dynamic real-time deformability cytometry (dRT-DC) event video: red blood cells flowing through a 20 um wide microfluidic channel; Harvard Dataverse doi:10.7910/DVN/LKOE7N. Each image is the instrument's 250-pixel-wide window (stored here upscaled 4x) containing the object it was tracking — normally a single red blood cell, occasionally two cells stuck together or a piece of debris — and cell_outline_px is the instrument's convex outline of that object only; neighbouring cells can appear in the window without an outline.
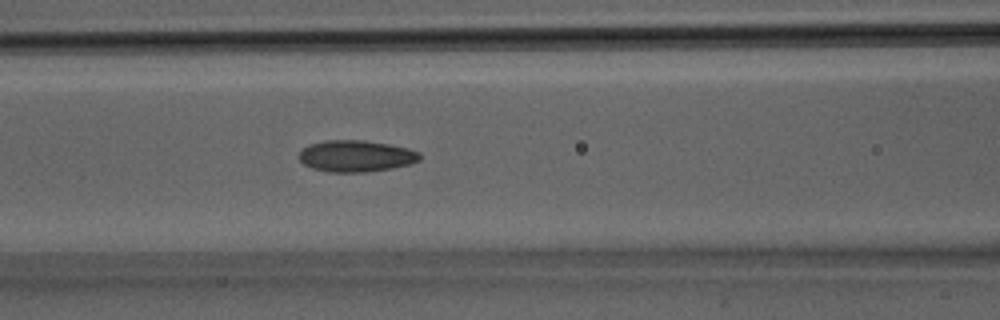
{"species": "Egyptian fruit bat (a non-hibernating species)", "species_latin": "Rousettus aegyptiacus", "temperature_condition": "room temperature", "stored_images_in_passage": 15, "camera_frame_rate_fps": 3000, "um_per_image_px": 0.085, "animal": {"sex": "male"}, "frame": {"image": 1, "passage_image": 13, "time_ms": 4.0, "image_size_px": [1000, 320], "cell_outline_px": [[420, 160], [408, 164], [392, 168], [364, 172], [328, 172], [312, 168], [304, 164], [300, 160], [300, 152], [308, 144], [324, 140], [364, 140], [388, 144], [408, 148], [420, 152]], "centroid_in_image_um": [30.25, 13.26], "position_along_channel_um": 136.3, "area_um2": 22.14}}
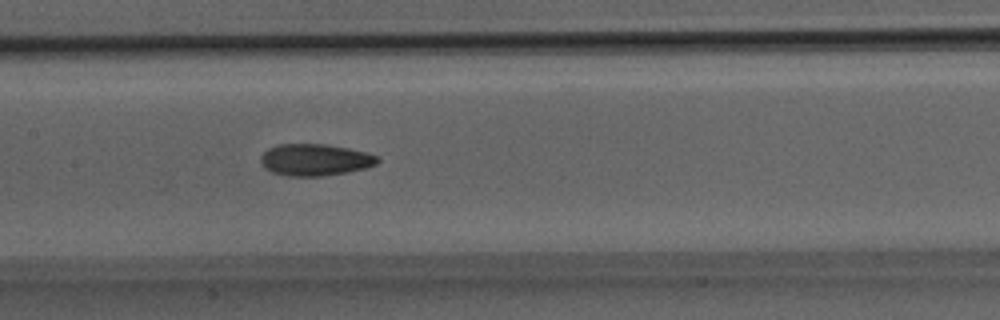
{"frame": {"image": 2, "passage_image": 15, "time_ms": 4.667, "image_size_px": [1000, 320], "cell_outline_px": [[380, 160], [376, 164], [364, 168], [348, 172], [324, 176], [288, 176], [272, 172], [264, 168], [260, 164], [260, 156], [268, 148], [280, 144], [324, 144], [348, 148], [364, 152], [376, 156]], "centroid_in_image_um": [26.73, 13.59], "position_along_channel_um": 180.7, "area_um2": 21.62}}